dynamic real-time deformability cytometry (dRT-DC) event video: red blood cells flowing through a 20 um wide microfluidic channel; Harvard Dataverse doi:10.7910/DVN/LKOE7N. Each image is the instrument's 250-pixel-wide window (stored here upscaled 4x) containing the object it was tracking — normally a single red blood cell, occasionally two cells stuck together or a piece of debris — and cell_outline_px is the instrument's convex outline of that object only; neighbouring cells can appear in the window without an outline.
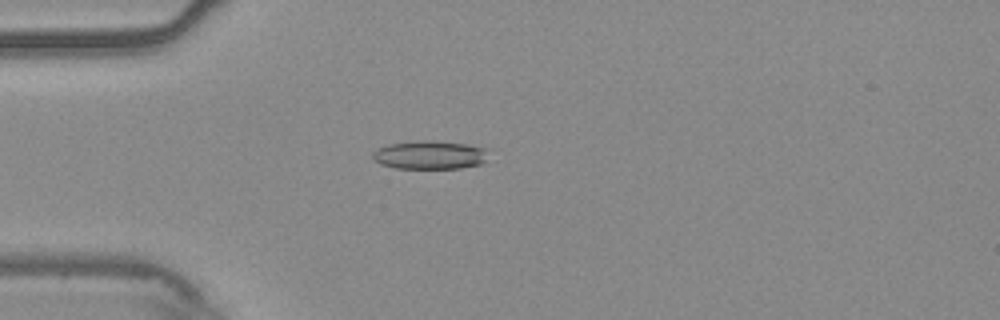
{"species": "common noctule bat (a hibernating species)", "species_latin": "Nyctalus noctula", "temperature_condition": "warm", "stored_images_in_passage": 40, "camera_frame_rate_fps": 3000, "um_per_image_px": 0.085, "animal": {"sex": "male", "body_mass_g": 20.4}, "frame": {"image": 1, "passage_image": 1, "time_ms": 0.0, "image_size_px": [1000, 320], "cell_outline_px": [[488, 148], [484, 164], [460, 168], [396, 168], [380, 164], [372, 156], [372, 152], [376, 148], [388, 144], [420, 140], [424, 140], [468, 144]], "centroid_in_image_um": [36.54, 13.17], "position_along_channel_um": 48.5, "area_um2": 19.31}}
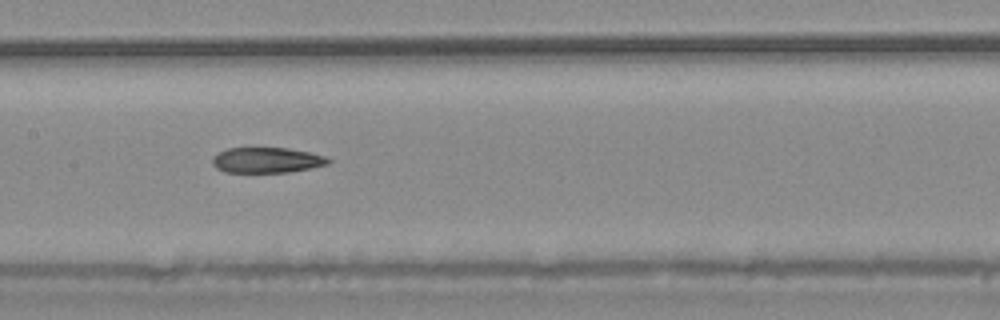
{"frame": {"image": 2, "passage_image": 13, "time_ms": 4.0, "image_size_px": [1000, 320], "cell_outline_px": [[332, 160], [328, 164], [288, 172], [224, 172], [216, 168], [212, 164], [212, 156], [216, 152], [228, 148], [288, 148], [308, 152], [324, 156]], "centroid_in_image_um": [22.61, 13.61], "position_along_channel_um": 184.8, "area_um2": 17.17}}
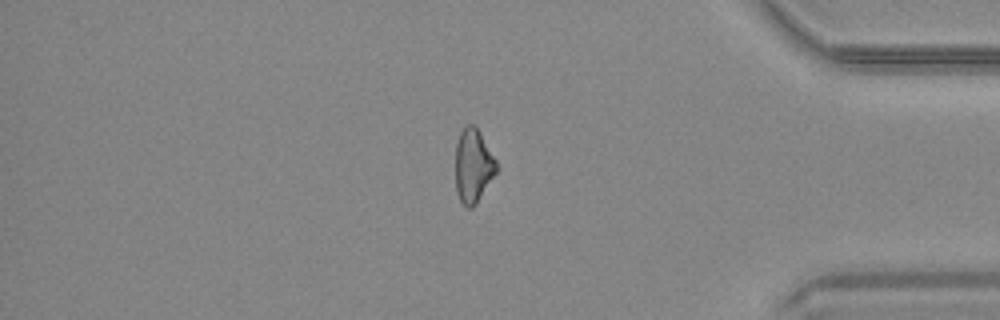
{"frame": {"image": 3, "passage_image": 32, "time_ms": 10.333, "image_size_px": [1000, 320], "cell_outline_px": [[496, 172], [476, 204], [472, 208], [468, 208], [460, 200], [456, 192], [456, 144], [460, 132], [468, 124], [472, 124], [480, 132], [496, 160]], "centroid_in_image_um": [40.21, 14.1], "position_along_channel_um": 395.0, "area_um2": 17.34}, "authors_computed_cell_mechanics": {"area_um2": 18.3515, "velocity_mm_per_s": 3.7532, "shape_relaxation_time_tau1_ms": null, "shape_relaxation_time_tau2_ms": 9.3409, "deformation_change_tau1": null, "deformation_change_tau2": 0.2236}}